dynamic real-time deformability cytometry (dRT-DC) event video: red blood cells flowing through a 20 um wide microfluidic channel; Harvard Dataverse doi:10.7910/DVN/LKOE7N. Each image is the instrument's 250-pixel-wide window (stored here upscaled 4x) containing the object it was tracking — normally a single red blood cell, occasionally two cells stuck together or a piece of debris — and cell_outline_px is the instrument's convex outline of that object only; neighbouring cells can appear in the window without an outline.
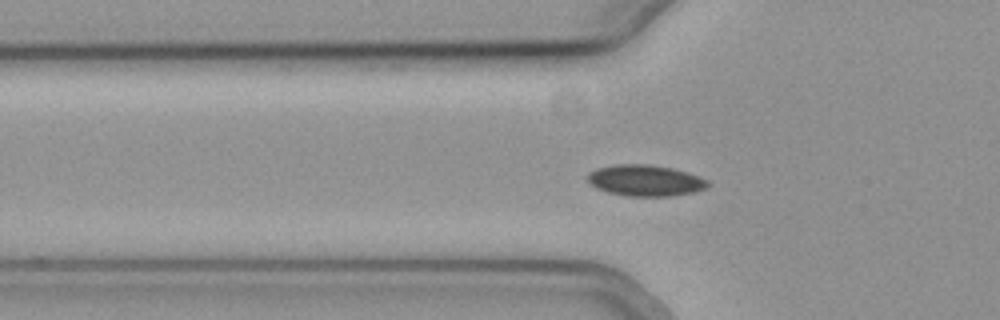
{"species": "common noctule bat (a hibernating species)", "species_latin": "Nyctalus noctula", "temperature_condition": "cold", "stored_images_in_passage": 42, "segment_of_instrument_passage": [1, 2], "camera_frame_rate_fps": 3000, "um_per_image_px": 0.085, "animal": {"sex": "female", "body_mass_g": 19.3, "forearm_length_mm": 54.1}, "frame": {"image": 1, "passage_image": 4, "time_ms": 1.0, "image_size_px": [1000, 320], "cell_outline_px": [[712, 184], [708, 188], [696, 192], [672, 196], [624, 196], [608, 192], [596, 188], [588, 180], [588, 172], [596, 168], [612, 164], [648, 164], [672, 168], [688, 172], [708, 180]], "centroid_in_image_um": [54.89, 15.34], "position_along_channel_um": 70.9, "area_um2": 22.2}}
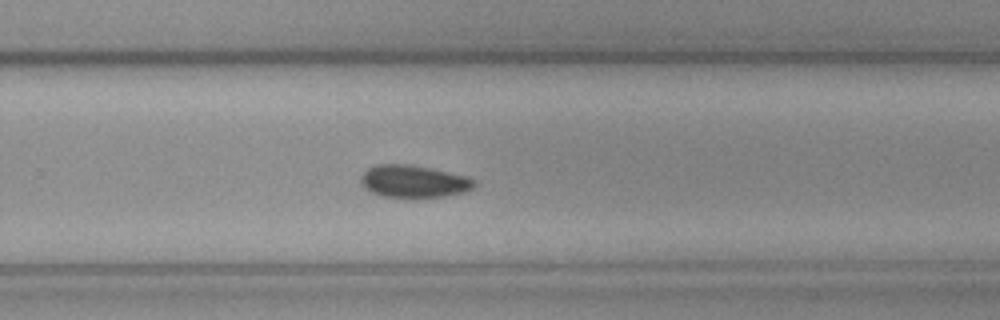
{"frame": {"image": 2, "passage_image": 22, "time_ms": 7.0, "image_size_px": [1000, 320], "cell_outline_px": [[476, 184], [472, 188], [464, 192], [444, 196], [412, 200], [380, 196], [364, 188], [360, 184], [360, 176], [368, 168], [376, 164], [408, 164], [448, 172], [464, 176], [476, 180]], "centroid_in_image_um": [35.11, 15.46], "position_along_channel_um": 294.7, "area_um2": 21.96}}
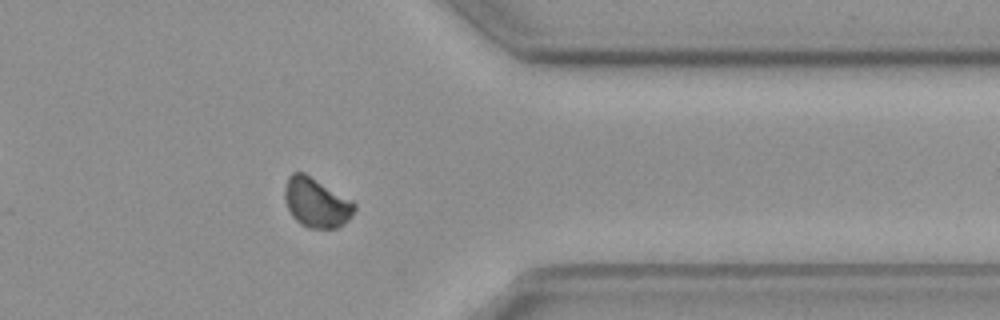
{"frame": {"image": 3, "passage_image": 30, "time_ms": 9.667, "image_size_px": [1000, 320], "cell_outline_px": [[356, 208], [352, 216], [344, 224], [336, 228], [308, 228], [300, 224], [292, 216], [284, 200], [284, 188], [288, 176], [292, 172], [304, 172], [352, 200], [356, 204]], "centroid_in_image_um": [26.88, 17.22], "position_along_channel_um": 384.5, "area_um2": 20.29}}